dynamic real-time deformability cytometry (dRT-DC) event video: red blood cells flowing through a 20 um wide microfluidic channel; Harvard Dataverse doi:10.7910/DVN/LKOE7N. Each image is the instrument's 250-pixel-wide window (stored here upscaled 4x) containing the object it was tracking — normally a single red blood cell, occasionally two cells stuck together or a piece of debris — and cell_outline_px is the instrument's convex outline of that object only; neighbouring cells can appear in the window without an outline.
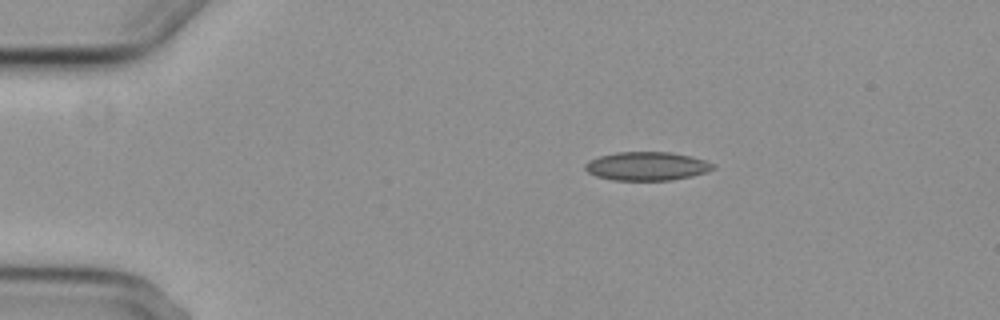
{"species": "common noctule bat (a hibernating species)", "species_latin": "Nyctalus noctula", "temperature_condition": "cold", "stored_images_in_passage": 2, "camera_frame_rate_fps": 3000, "um_per_image_px": 0.085, "animal": {"sex": "female", "body_mass_g": 29.2, "forearm_length_mm": 56.3}, "frame": {"image": 1, "passage_image": 1, "time_ms": 0.0, "image_size_px": [1000, 320], "cell_outline_px": [[716, 168], [692, 176], [672, 180], [612, 180], [596, 176], [588, 172], [584, 168], [584, 164], [588, 160], [600, 156], [616, 152], [672, 152], [692, 156], [716, 164]], "centroid_in_image_um": [54.98, 14.12], "position_along_channel_um": 30.0, "area_um2": 21.44}}